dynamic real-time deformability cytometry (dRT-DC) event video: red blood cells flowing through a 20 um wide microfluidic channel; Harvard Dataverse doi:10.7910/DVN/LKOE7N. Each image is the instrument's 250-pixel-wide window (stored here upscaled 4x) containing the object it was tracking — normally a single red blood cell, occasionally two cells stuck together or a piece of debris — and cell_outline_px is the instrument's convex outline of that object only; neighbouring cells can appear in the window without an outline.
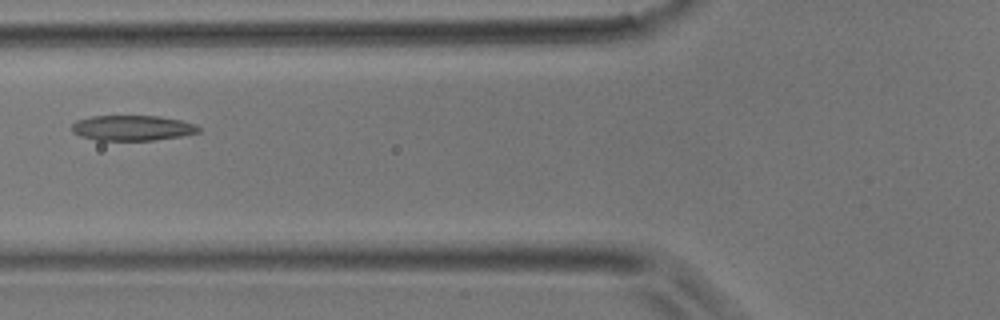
{"species": "common noctule bat (a hibernating species)", "species_latin": "Nyctalus noctula", "temperature_condition": "room temperature", "stored_images_in_passage": 4, "camera_frame_rate_fps": 3000, "um_per_image_px": 0.085, "animal": {"sex": "male", "body_mass_g": 17.9}, "frame": {"image": 1, "passage_image": 4, "time_ms": 1.0, "image_size_px": [1000, 320], "cell_outline_px": [[200, 132], [180, 136], [152, 140], [96, 140], [80, 136], [72, 132], [72, 124], [76, 120], [92, 116], [160, 116], [180, 120], [196, 124], [200, 128]], "centroid_in_image_um": [11.24, 10.87], "position_along_channel_um": 114.6, "area_um2": 18.67}}